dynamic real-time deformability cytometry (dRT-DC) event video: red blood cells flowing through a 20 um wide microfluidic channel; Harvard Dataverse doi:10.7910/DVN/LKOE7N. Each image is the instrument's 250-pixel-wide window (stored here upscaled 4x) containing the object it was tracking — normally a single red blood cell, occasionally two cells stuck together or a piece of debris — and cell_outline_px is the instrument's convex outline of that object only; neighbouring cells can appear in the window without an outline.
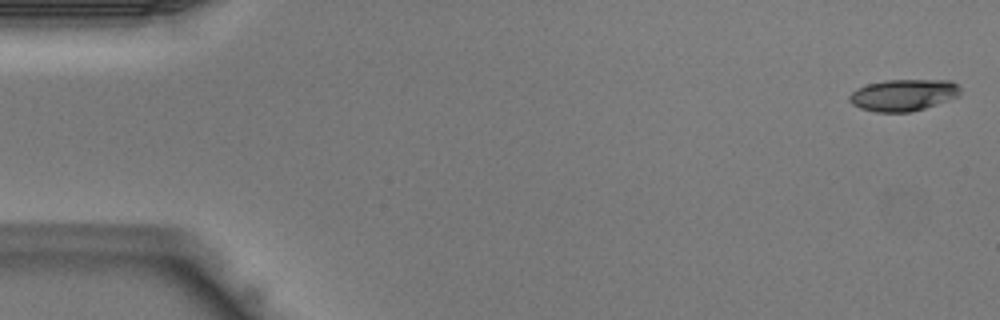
{"species": "Egyptian fruit bat (a non-hibernating species)", "species_latin": "Rousettus aegyptiacus", "temperature_condition": "warm", "stored_images_in_passage": 10, "camera_frame_rate_fps": 3000, "um_per_image_px": 0.085, "animal": {"sex": "male"}, "frame": {"image": 1, "passage_image": 1, "time_ms": 0.0, "image_size_px": [1000, 320], "cell_outline_px": [[960, 96], [912, 112], [876, 112], [860, 108], [852, 104], [848, 100], [848, 96], [856, 88], [868, 84], [884, 80], [952, 80], [960, 88]], "centroid_in_image_um": [76.77, 8.07], "position_along_channel_um": 8.2, "area_um2": 20.58}}